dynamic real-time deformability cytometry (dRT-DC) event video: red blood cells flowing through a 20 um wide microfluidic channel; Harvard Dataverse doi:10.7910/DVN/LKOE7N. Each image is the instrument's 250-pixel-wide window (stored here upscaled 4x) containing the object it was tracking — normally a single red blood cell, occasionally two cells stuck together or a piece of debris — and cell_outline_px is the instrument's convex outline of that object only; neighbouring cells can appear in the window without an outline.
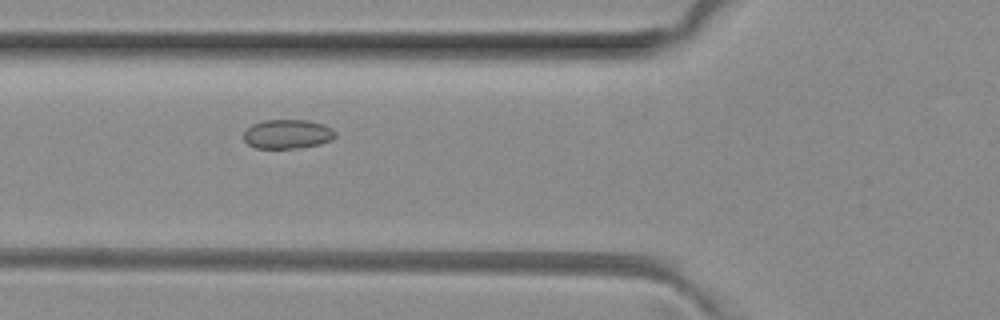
{"species": "common noctule bat (a hibernating species)", "species_latin": "Nyctalus noctula", "temperature_condition": "room temperature", "stored_images_in_passage": 41, "camera_frame_rate_fps": 3000, "um_per_image_px": 0.085, "animal": {"sex": "female", "body_mass_g": 29.2, "forearm_length_mm": 56.3}, "frame": {"image": 1, "passage_image": 9, "time_ms": 2.667, "image_size_px": [1000, 320], "cell_outline_px": [[336, 136], [332, 140], [320, 144], [300, 148], [256, 148], [248, 144], [244, 140], [244, 132], [252, 124], [264, 120], [308, 120], [324, 124], [332, 128], [336, 132]], "centroid_in_image_um": [24.47, 11.39], "position_along_channel_um": 101.3, "area_um2": 15.72}}
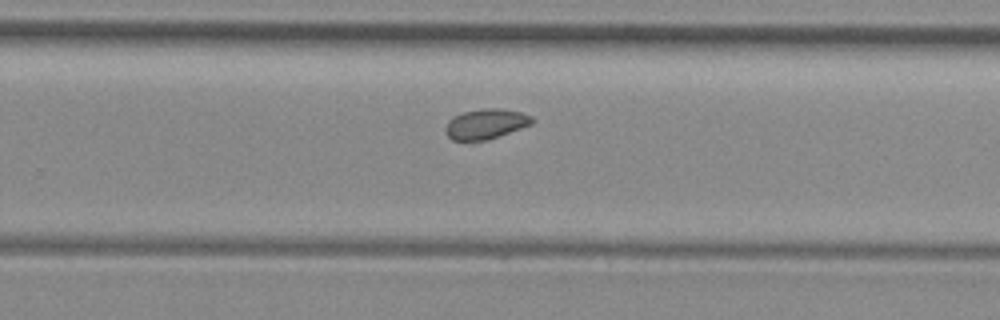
{"frame": {"image": 2, "passage_image": 23, "time_ms": 7.333, "image_size_px": [1000, 320], "cell_outline_px": [[536, 120], [532, 124], [488, 140], [452, 140], [444, 132], [444, 128], [448, 120], [464, 112], [484, 108], [500, 108], [520, 112], [532, 116]], "centroid_in_image_um": [41.3, 10.53], "position_along_channel_um": 288.5, "area_um2": 15.2}}
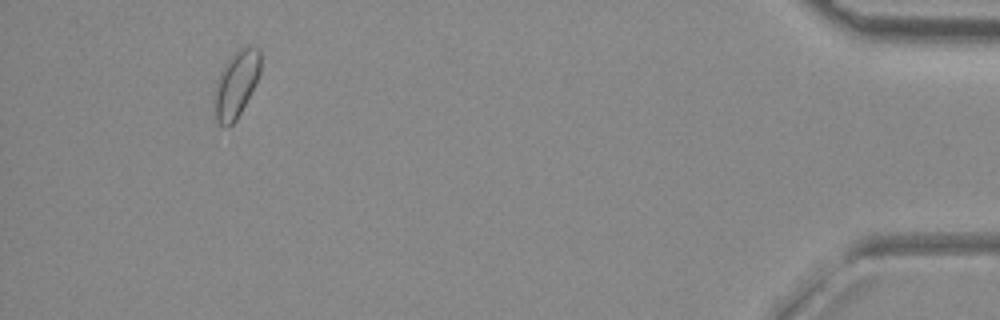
{"frame": {"image": 3, "passage_image": 38, "time_ms": 12.333, "image_size_px": [1000, 320], "cell_outline_px": [[260, 72], [236, 120], [228, 128], [220, 124], [216, 120], [216, 80], [224, 64], [240, 48], [248, 44], [260, 48]], "centroid_in_image_um": [20.09, 7.1], "position_along_channel_um": 415.1, "area_um2": 17.34}, "authors_computed_cell_mechanics": {"area_um2": 15.7216, "velocity_mm_per_s": 4.0173, "shape_relaxation_time_tau1_ms": null, "shape_relaxation_time_tau2_ms": 2.5977, "deformation_change_tau1": null, "deformation_change_tau2": 0.0617}}